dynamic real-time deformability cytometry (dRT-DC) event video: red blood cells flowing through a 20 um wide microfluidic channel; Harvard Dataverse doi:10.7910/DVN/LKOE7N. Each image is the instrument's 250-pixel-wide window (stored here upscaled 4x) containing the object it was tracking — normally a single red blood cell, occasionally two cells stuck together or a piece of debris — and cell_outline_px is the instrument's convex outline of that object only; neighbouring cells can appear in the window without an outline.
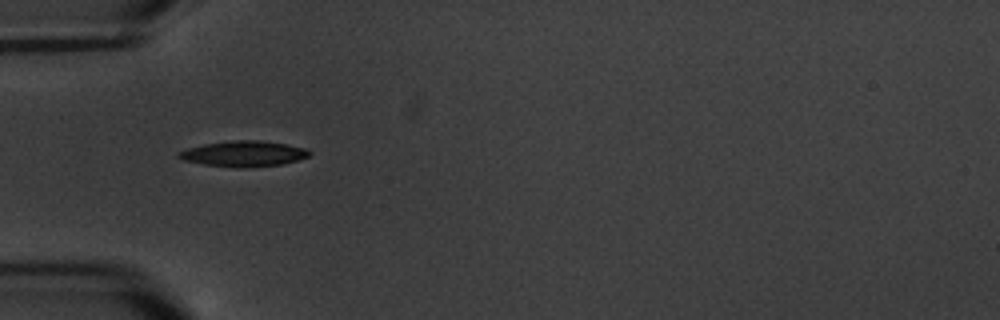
{"species": "common noctule bat (a hibernating species)", "species_latin": "Nyctalus noctula", "temperature_condition": "warm", "stored_images_in_passage": 2, "camera_frame_rate_fps": 3000, "um_per_image_px": 0.085, "animal": {"sex": "male", "body_mass_g": 20.1, "forearm_length_mm": 53.5}, "frame": {"image": 1, "passage_image": 1, "time_ms": 0.0, "image_size_px": [1000, 320], "cell_outline_px": [[312, 152], [308, 156], [296, 160], [280, 164], [244, 168], [232, 168], [204, 164], [184, 160], [176, 156], [176, 152], [188, 148], [204, 144], [232, 140], [260, 140], [284, 144], [304, 148]], "centroid_in_image_um": [20.66, 13.07], "position_along_channel_um": 64.3, "area_um2": 19.42}}